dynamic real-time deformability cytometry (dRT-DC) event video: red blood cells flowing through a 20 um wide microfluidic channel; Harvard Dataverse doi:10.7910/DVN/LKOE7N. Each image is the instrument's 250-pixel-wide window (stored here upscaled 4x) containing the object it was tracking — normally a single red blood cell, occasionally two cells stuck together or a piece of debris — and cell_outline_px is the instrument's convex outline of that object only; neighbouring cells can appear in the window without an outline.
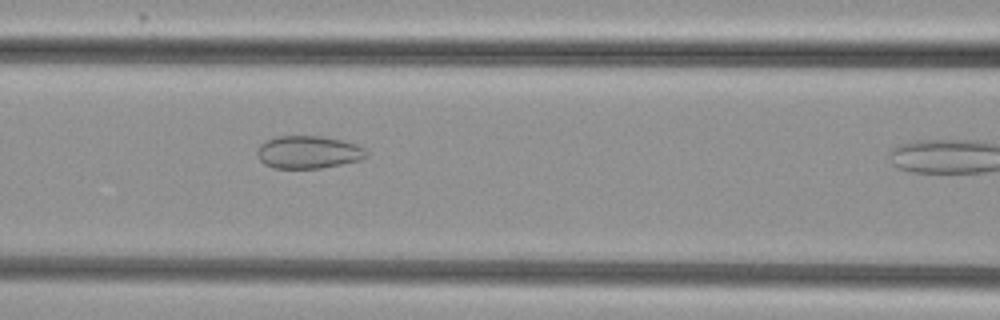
{"species": "common noctule bat (a hibernating species)", "species_latin": "Nyctalus noctula", "temperature_condition": "cold", "stored_images_in_passage": 11, "camera_frame_rate_fps": 3000, "um_per_image_px": 0.085, "animal": {"sex": "female", "body_mass_g": 29.2, "forearm_length_mm": 56.3}, "frame": {"image": 1, "passage_image": 10, "time_ms": 3.0, "image_size_px": [1000, 320], "cell_outline_px": [[368, 156], [360, 160], [320, 168], [272, 168], [264, 164], [260, 160], [256, 152], [260, 144], [276, 136], [324, 136], [356, 144], [364, 148], [368, 152]], "centroid_in_image_um": [26.2, 12.93], "position_along_channel_um": 140.4, "area_um2": 20.81}}